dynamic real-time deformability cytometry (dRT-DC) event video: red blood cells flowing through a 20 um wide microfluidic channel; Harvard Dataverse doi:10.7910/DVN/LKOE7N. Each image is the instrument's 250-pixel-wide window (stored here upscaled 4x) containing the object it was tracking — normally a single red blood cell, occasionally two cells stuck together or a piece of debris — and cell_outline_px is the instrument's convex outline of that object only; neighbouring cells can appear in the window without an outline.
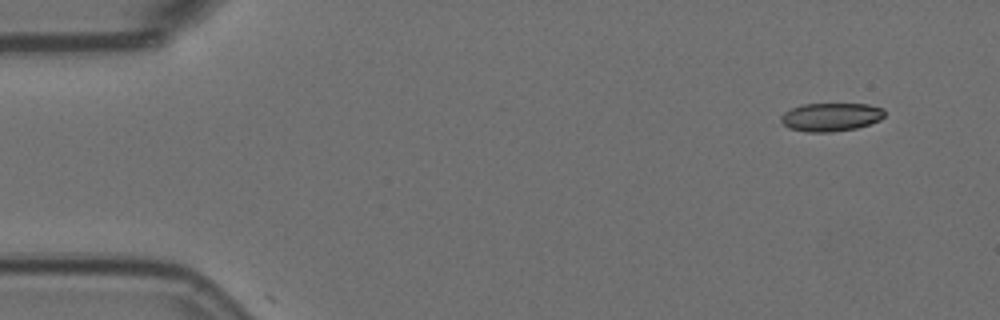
{"species": "Egyptian fruit bat (a non-hibernating species)", "species_latin": "Rousettus aegyptiacus", "temperature_condition": "room temperature", "stored_images_in_passage": 10, "camera_frame_rate_fps": 3000, "um_per_image_px": 0.085, "animal": {"sex": "female"}, "frame": {"image": 1, "passage_image": 1, "time_ms": 0.0, "image_size_px": [1000, 320], "cell_outline_px": [[884, 116], [880, 120], [856, 128], [832, 132], [808, 132], [788, 128], [780, 120], [780, 116], [784, 112], [792, 108], [804, 104], [868, 104], [884, 108]], "centroid_in_image_um": [70.62, 9.94], "position_along_channel_um": 14.4, "area_um2": 17.11}}
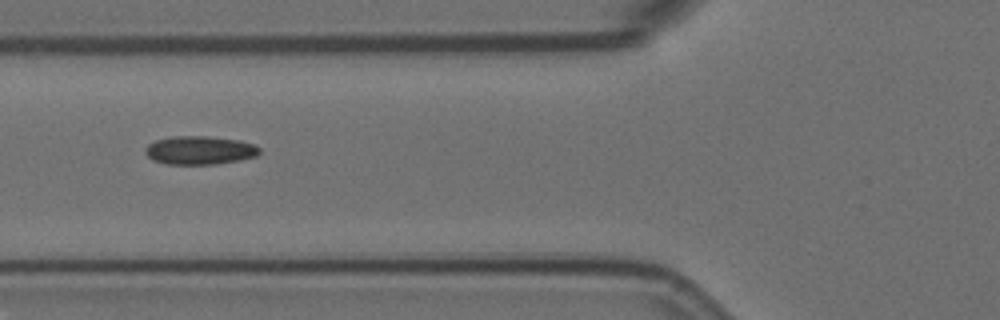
{"frame": {"image": 2, "passage_image": 6, "time_ms": 1.667, "image_size_px": [1000, 320], "cell_outline_px": [[260, 152], [256, 156], [240, 160], [216, 164], [168, 164], [152, 160], [144, 152], [144, 148], [148, 144], [156, 140], [172, 136], [208, 136], [240, 140], [252, 144], [260, 148]], "centroid_in_image_um": [16.96, 12.77], "position_along_channel_um": 108.8, "area_um2": 19.02}}
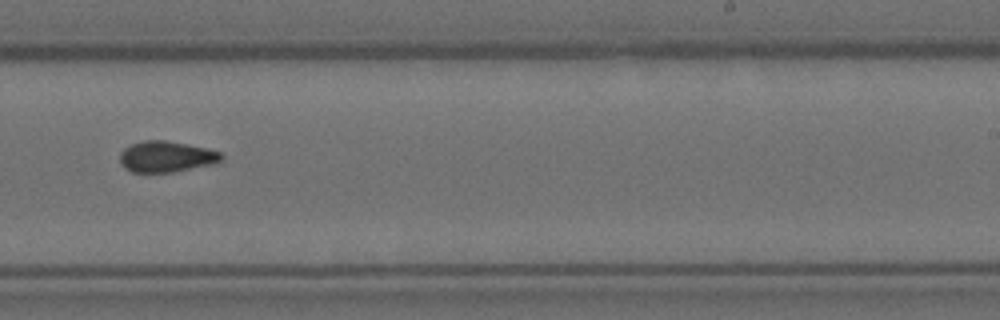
{"frame": {"image": 3, "passage_image": 10, "time_ms": 3.0, "image_size_px": [1000, 320], "cell_outline_px": [[224, 156], [216, 164], [172, 172], [132, 172], [124, 168], [120, 160], [120, 152], [124, 148], [132, 144], [144, 140], [164, 140], [208, 148], [220, 152]], "centroid_in_image_um": [14.15, 13.32], "position_along_channel_um": 274.9, "area_um2": 18.38}}